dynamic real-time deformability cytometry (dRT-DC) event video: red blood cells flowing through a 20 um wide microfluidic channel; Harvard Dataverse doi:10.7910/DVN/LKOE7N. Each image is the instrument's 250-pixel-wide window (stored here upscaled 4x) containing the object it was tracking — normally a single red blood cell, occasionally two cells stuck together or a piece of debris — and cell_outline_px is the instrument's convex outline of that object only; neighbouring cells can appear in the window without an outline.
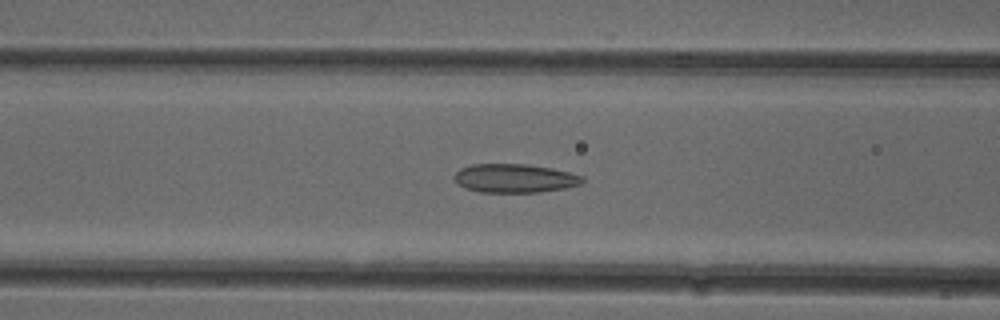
{"species": "common noctule bat (a hibernating species)", "species_latin": "Nyctalus noctula", "temperature_condition": "cold", "stored_images_in_passage": 43, "camera_frame_rate_fps": 3000, "um_per_image_px": 0.085, "animal": {"sex": "female"}, "frame": {"image": 1, "passage_image": 12, "time_ms": 3.667, "image_size_px": [1000, 320], "cell_outline_px": [[584, 180], [580, 184], [564, 188], [540, 192], [480, 192], [464, 188], [452, 176], [460, 168], [472, 164], [524, 164], [552, 168], [584, 176]], "centroid_in_image_um": [43.73, 15.15], "position_along_channel_um": 122.9, "area_um2": 21.39}}
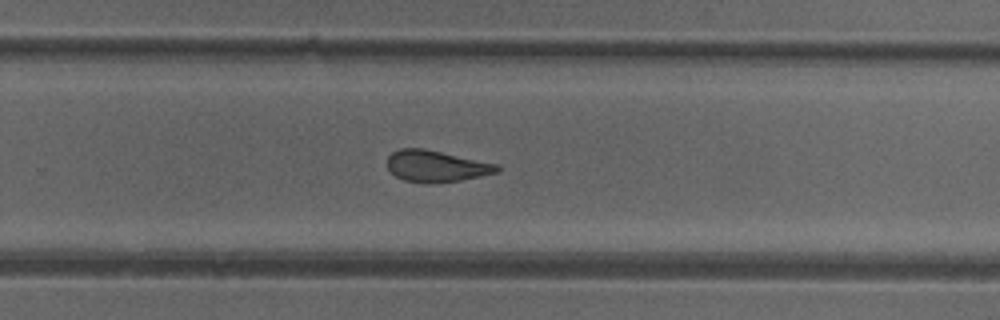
{"frame": {"image": 2, "passage_image": 25, "time_ms": 8.0, "image_size_px": [1000, 320], "cell_outline_px": [[500, 172], [460, 180], [428, 184], [404, 180], [396, 176], [388, 168], [388, 156], [392, 152], [400, 148], [424, 148], [500, 164]], "centroid_in_image_um": [37.11, 14.12], "position_along_channel_um": 292.7, "area_um2": 20.29}}
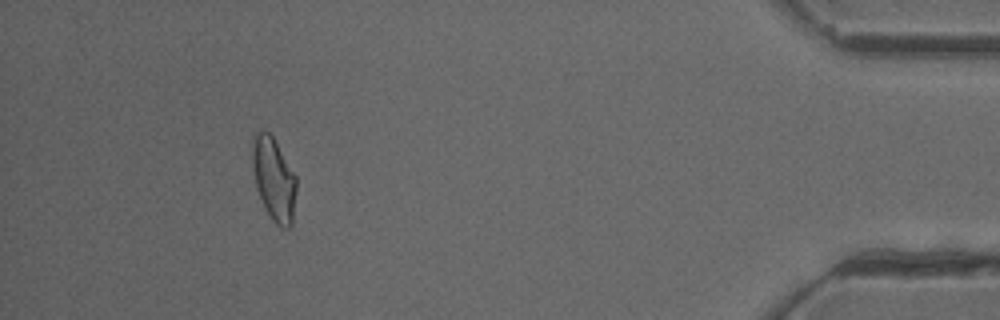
{"frame": {"image": 3, "passage_image": 39, "time_ms": 12.667, "image_size_px": [1000, 320], "cell_outline_px": [[296, 192], [292, 224], [288, 228], [280, 228], [272, 220], [264, 208], [256, 188], [252, 168], [252, 132], [268, 132], [272, 136], [296, 176]], "centroid_in_image_um": [23.26, 15.24], "position_along_channel_um": 411.9, "area_um2": 21.44}, "authors_computed_cell_mechanics": {"area_um2": 21.2704, "velocity_mm_per_s": 3.9348, "shape_relaxation_time_tau1_ms": 11.1049, "shape_relaxation_time_tau2_ms": 1.8847, "deformation_change_tau1": 0.2063, "deformation_change_tau2": 0.0892}}